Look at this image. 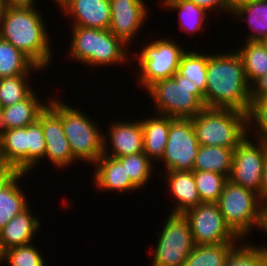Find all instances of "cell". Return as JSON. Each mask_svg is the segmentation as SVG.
<instances>
[{"label":"cell","instance_id":"cell-30","mask_svg":"<svg viewBox=\"0 0 267 266\" xmlns=\"http://www.w3.org/2000/svg\"><path fill=\"white\" fill-rule=\"evenodd\" d=\"M236 50L244 65V72L249 85L267 73V51L261 42L245 41Z\"/></svg>","mask_w":267,"mask_h":266},{"label":"cell","instance_id":"cell-26","mask_svg":"<svg viewBox=\"0 0 267 266\" xmlns=\"http://www.w3.org/2000/svg\"><path fill=\"white\" fill-rule=\"evenodd\" d=\"M31 71L43 69L11 43L0 38V78L30 74Z\"/></svg>","mask_w":267,"mask_h":266},{"label":"cell","instance_id":"cell-24","mask_svg":"<svg viewBox=\"0 0 267 266\" xmlns=\"http://www.w3.org/2000/svg\"><path fill=\"white\" fill-rule=\"evenodd\" d=\"M233 148L200 145L192 171H210L229 178Z\"/></svg>","mask_w":267,"mask_h":266},{"label":"cell","instance_id":"cell-19","mask_svg":"<svg viewBox=\"0 0 267 266\" xmlns=\"http://www.w3.org/2000/svg\"><path fill=\"white\" fill-rule=\"evenodd\" d=\"M165 174L168 189L177 202L170 213L184 214L201 204L193 171H167Z\"/></svg>","mask_w":267,"mask_h":266},{"label":"cell","instance_id":"cell-4","mask_svg":"<svg viewBox=\"0 0 267 266\" xmlns=\"http://www.w3.org/2000/svg\"><path fill=\"white\" fill-rule=\"evenodd\" d=\"M199 145L235 149L247 135L248 114L234 110L205 107L192 118Z\"/></svg>","mask_w":267,"mask_h":266},{"label":"cell","instance_id":"cell-21","mask_svg":"<svg viewBox=\"0 0 267 266\" xmlns=\"http://www.w3.org/2000/svg\"><path fill=\"white\" fill-rule=\"evenodd\" d=\"M0 160L28 173L27 126L0 132Z\"/></svg>","mask_w":267,"mask_h":266},{"label":"cell","instance_id":"cell-12","mask_svg":"<svg viewBox=\"0 0 267 266\" xmlns=\"http://www.w3.org/2000/svg\"><path fill=\"white\" fill-rule=\"evenodd\" d=\"M199 147L192 119L171 117L165 151L158 162H163L164 172L192 171Z\"/></svg>","mask_w":267,"mask_h":266},{"label":"cell","instance_id":"cell-34","mask_svg":"<svg viewBox=\"0 0 267 266\" xmlns=\"http://www.w3.org/2000/svg\"><path fill=\"white\" fill-rule=\"evenodd\" d=\"M33 243L7 249L1 254V262L9 266H47L42 254Z\"/></svg>","mask_w":267,"mask_h":266},{"label":"cell","instance_id":"cell-36","mask_svg":"<svg viewBox=\"0 0 267 266\" xmlns=\"http://www.w3.org/2000/svg\"><path fill=\"white\" fill-rule=\"evenodd\" d=\"M27 146H28V173L44 158L45 137L41 123L36 120L27 125ZM40 160V161H39Z\"/></svg>","mask_w":267,"mask_h":266},{"label":"cell","instance_id":"cell-42","mask_svg":"<svg viewBox=\"0 0 267 266\" xmlns=\"http://www.w3.org/2000/svg\"><path fill=\"white\" fill-rule=\"evenodd\" d=\"M2 3L5 8L36 6L35 0H2Z\"/></svg>","mask_w":267,"mask_h":266},{"label":"cell","instance_id":"cell-45","mask_svg":"<svg viewBox=\"0 0 267 266\" xmlns=\"http://www.w3.org/2000/svg\"><path fill=\"white\" fill-rule=\"evenodd\" d=\"M4 8L2 0H0V16L3 14Z\"/></svg>","mask_w":267,"mask_h":266},{"label":"cell","instance_id":"cell-39","mask_svg":"<svg viewBox=\"0 0 267 266\" xmlns=\"http://www.w3.org/2000/svg\"><path fill=\"white\" fill-rule=\"evenodd\" d=\"M267 96V73L259 77L250 85V102L251 104L258 99Z\"/></svg>","mask_w":267,"mask_h":266},{"label":"cell","instance_id":"cell-29","mask_svg":"<svg viewBox=\"0 0 267 266\" xmlns=\"http://www.w3.org/2000/svg\"><path fill=\"white\" fill-rule=\"evenodd\" d=\"M208 59L209 54L187 50L181 56L178 67V73L186 77V81L191 85L197 86L198 90L204 95V104Z\"/></svg>","mask_w":267,"mask_h":266},{"label":"cell","instance_id":"cell-31","mask_svg":"<svg viewBox=\"0 0 267 266\" xmlns=\"http://www.w3.org/2000/svg\"><path fill=\"white\" fill-rule=\"evenodd\" d=\"M201 203H217L228 178L210 171H193Z\"/></svg>","mask_w":267,"mask_h":266},{"label":"cell","instance_id":"cell-10","mask_svg":"<svg viewBox=\"0 0 267 266\" xmlns=\"http://www.w3.org/2000/svg\"><path fill=\"white\" fill-rule=\"evenodd\" d=\"M248 137L249 135L233 151L228 180L259 194L267 155V143L258 139L254 141Z\"/></svg>","mask_w":267,"mask_h":266},{"label":"cell","instance_id":"cell-33","mask_svg":"<svg viewBox=\"0 0 267 266\" xmlns=\"http://www.w3.org/2000/svg\"><path fill=\"white\" fill-rule=\"evenodd\" d=\"M127 171L130 180L139 188H143L153 175V162L144 153L130 154L117 158Z\"/></svg>","mask_w":267,"mask_h":266},{"label":"cell","instance_id":"cell-13","mask_svg":"<svg viewBox=\"0 0 267 266\" xmlns=\"http://www.w3.org/2000/svg\"><path fill=\"white\" fill-rule=\"evenodd\" d=\"M47 106L40 112L38 121L45 137V154L50 162L59 168H67L78 162L71 152L61 119V102L56 97L48 99Z\"/></svg>","mask_w":267,"mask_h":266},{"label":"cell","instance_id":"cell-38","mask_svg":"<svg viewBox=\"0 0 267 266\" xmlns=\"http://www.w3.org/2000/svg\"><path fill=\"white\" fill-rule=\"evenodd\" d=\"M194 2L196 5L200 6L201 8L206 9L208 12L216 10L221 13H232L234 7V0H188Z\"/></svg>","mask_w":267,"mask_h":266},{"label":"cell","instance_id":"cell-9","mask_svg":"<svg viewBox=\"0 0 267 266\" xmlns=\"http://www.w3.org/2000/svg\"><path fill=\"white\" fill-rule=\"evenodd\" d=\"M158 236L151 266H183L194 248L191 228L184 214L171 213Z\"/></svg>","mask_w":267,"mask_h":266},{"label":"cell","instance_id":"cell-49","mask_svg":"<svg viewBox=\"0 0 267 266\" xmlns=\"http://www.w3.org/2000/svg\"><path fill=\"white\" fill-rule=\"evenodd\" d=\"M263 266H267V257L266 259L264 260V265Z\"/></svg>","mask_w":267,"mask_h":266},{"label":"cell","instance_id":"cell-28","mask_svg":"<svg viewBox=\"0 0 267 266\" xmlns=\"http://www.w3.org/2000/svg\"><path fill=\"white\" fill-rule=\"evenodd\" d=\"M239 242L195 245L183 266H225L228 256Z\"/></svg>","mask_w":267,"mask_h":266},{"label":"cell","instance_id":"cell-44","mask_svg":"<svg viewBox=\"0 0 267 266\" xmlns=\"http://www.w3.org/2000/svg\"><path fill=\"white\" fill-rule=\"evenodd\" d=\"M257 247L264 250L266 253V257H267V246L266 245H260V246L257 245Z\"/></svg>","mask_w":267,"mask_h":266},{"label":"cell","instance_id":"cell-20","mask_svg":"<svg viewBox=\"0 0 267 266\" xmlns=\"http://www.w3.org/2000/svg\"><path fill=\"white\" fill-rule=\"evenodd\" d=\"M33 90L24 100L13 105L2 107L0 114V132L14 128L26 127L34 123L40 112L48 103L39 100Z\"/></svg>","mask_w":267,"mask_h":266},{"label":"cell","instance_id":"cell-17","mask_svg":"<svg viewBox=\"0 0 267 266\" xmlns=\"http://www.w3.org/2000/svg\"><path fill=\"white\" fill-rule=\"evenodd\" d=\"M93 181L97 190L118 191L120 193L139 189L131 180L122 163L110 156L102 155L94 164ZM130 191V192H129Z\"/></svg>","mask_w":267,"mask_h":266},{"label":"cell","instance_id":"cell-7","mask_svg":"<svg viewBox=\"0 0 267 266\" xmlns=\"http://www.w3.org/2000/svg\"><path fill=\"white\" fill-rule=\"evenodd\" d=\"M61 119L71 152L76 160L93 165L103 155L104 142L96 120L61 101Z\"/></svg>","mask_w":267,"mask_h":266},{"label":"cell","instance_id":"cell-40","mask_svg":"<svg viewBox=\"0 0 267 266\" xmlns=\"http://www.w3.org/2000/svg\"><path fill=\"white\" fill-rule=\"evenodd\" d=\"M19 171L10 164H6L0 160V190L6 186Z\"/></svg>","mask_w":267,"mask_h":266},{"label":"cell","instance_id":"cell-2","mask_svg":"<svg viewBox=\"0 0 267 266\" xmlns=\"http://www.w3.org/2000/svg\"><path fill=\"white\" fill-rule=\"evenodd\" d=\"M38 11L36 6L4 8L0 16V38L44 70L53 61V51L45 21Z\"/></svg>","mask_w":267,"mask_h":266},{"label":"cell","instance_id":"cell-27","mask_svg":"<svg viewBox=\"0 0 267 266\" xmlns=\"http://www.w3.org/2000/svg\"><path fill=\"white\" fill-rule=\"evenodd\" d=\"M163 7L172 11H177L179 14V29L187 34L194 36L195 33L202 30L205 20L209 13L206 9L201 8L194 2L188 0H161ZM192 33V34H191ZM194 33V35H193Z\"/></svg>","mask_w":267,"mask_h":266},{"label":"cell","instance_id":"cell-5","mask_svg":"<svg viewBox=\"0 0 267 266\" xmlns=\"http://www.w3.org/2000/svg\"><path fill=\"white\" fill-rule=\"evenodd\" d=\"M146 92L154 102L156 114L192 119L205 108L204 95L178 72L170 78L156 81Z\"/></svg>","mask_w":267,"mask_h":266},{"label":"cell","instance_id":"cell-43","mask_svg":"<svg viewBox=\"0 0 267 266\" xmlns=\"http://www.w3.org/2000/svg\"><path fill=\"white\" fill-rule=\"evenodd\" d=\"M267 233V204L263 205L262 211H261V221H260V226L259 229Z\"/></svg>","mask_w":267,"mask_h":266},{"label":"cell","instance_id":"cell-14","mask_svg":"<svg viewBox=\"0 0 267 266\" xmlns=\"http://www.w3.org/2000/svg\"><path fill=\"white\" fill-rule=\"evenodd\" d=\"M109 1L111 14L109 30L128 46L145 25L150 10L144 0Z\"/></svg>","mask_w":267,"mask_h":266},{"label":"cell","instance_id":"cell-46","mask_svg":"<svg viewBox=\"0 0 267 266\" xmlns=\"http://www.w3.org/2000/svg\"><path fill=\"white\" fill-rule=\"evenodd\" d=\"M261 43L263 44L264 48L266 49L267 51V38L262 40Z\"/></svg>","mask_w":267,"mask_h":266},{"label":"cell","instance_id":"cell-48","mask_svg":"<svg viewBox=\"0 0 267 266\" xmlns=\"http://www.w3.org/2000/svg\"><path fill=\"white\" fill-rule=\"evenodd\" d=\"M63 0H54V2L58 3V5L62 2Z\"/></svg>","mask_w":267,"mask_h":266},{"label":"cell","instance_id":"cell-22","mask_svg":"<svg viewBox=\"0 0 267 266\" xmlns=\"http://www.w3.org/2000/svg\"><path fill=\"white\" fill-rule=\"evenodd\" d=\"M155 116L142 119L143 152L157 162L162 158L168 140L171 117L154 113ZM154 160V161H153Z\"/></svg>","mask_w":267,"mask_h":266},{"label":"cell","instance_id":"cell-6","mask_svg":"<svg viewBox=\"0 0 267 266\" xmlns=\"http://www.w3.org/2000/svg\"><path fill=\"white\" fill-rule=\"evenodd\" d=\"M217 204L225 222L240 239L259 228L264 204L253 190L227 180Z\"/></svg>","mask_w":267,"mask_h":266},{"label":"cell","instance_id":"cell-11","mask_svg":"<svg viewBox=\"0 0 267 266\" xmlns=\"http://www.w3.org/2000/svg\"><path fill=\"white\" fill-rule=\"evenodd\" d=\"M195 245L243 241L227 225L217 203H201L184 213Z\"/></svg>","mask_w":267,"mask_h":266},{"label":"cell","instance_id":"cell-35","mask_svg":"<svg viewBox=\"0 0 267 266\" xmlns=\"http://www.w3.org/2000/svg\"><path fill=\"white\" fill-rule=\"evenodd\" d=\"M242 245V246H241ZM238 245L228 256L225 266H263L266 259L264 250L243 242Z\"/></svg>","mask_w":267,"mask_h":266},{"label":"cell","instance_id":"cell-37","mask_svg":"<svg viewBox=\"0 0 267 266\" xmlns=\"http://www.w3.org/2000/svg\"><path fill=\"white\" fill-rule=\"evenodd\" d=\"M248 129L256 134L253 133L255 139L267 143V96L251 104L248 113Z\"/></svg>","mask_w":267,"mask_h":266},{"label":"cell","instance_id":"cell-23","mask_svg":"<svg viewBox=\"0 0 267 266\" xmlns=\"http://www.w3.org/2000/svg\"><path fill=\"white\" fill-rule=\"evenodd\" d=\"M232 15L248 21L250 33L246 41L261 42L267 38V0L234 3Z\"/></svg>","mask_w":267,"mask_h":266},{"label":"cell","instance_id":"cell-25","mask_svg":"<svg viewBox=\"0 0 267 266\" xmlns=\"http://www.w3.org/2000/svg\"><path fill=\"white\" fill-rule=\"evenodd\" d=\"M26 172H19L6 186L0 190V231L16 215L26 210L30 204L22 187L19 186ZM19 182V183H18ZM23 191V192H22Z\"/></svg>","mask_w":267,"mask_h":266},{"label":"cell","instance_id":"cell-8","mask_svg":"<svg viewBox=\"0 0 267 266\" xmlns=\"http://www.w3.org/2000/svg\"><path fill=\"white\" fill-rule=\"evenodd\" d=\"M142 48L134 58L139 65L138 82L145 90L156 81L170 78L178 72L181 56L187 51L165 37L150 41Z\"/></svg>","mask_w":267,"mask_h":266},{"label":"cell","instance_id":"cell-16","mask_svg":"<svg viewBox=\"0 0 267 266\" xmlns=\"http://www.w3.org/2000/svg\"><path fill=\"white\" fill-rule=\"evenodd\" d=\"M59 8L73 19L72 26L109 29L111 14L109 0H63Z\"/></svg>","mask_w":267,"mask_h":266},{"label":"cell","instance_id":"cell-1","mask_svg":"<svg viewBox=\"0 0 267 266\" xmlns=\"http://www.w3.org/2000/svg\"><path fill=\"white\" fill-rule=\"evenodd\" d=\"M206 78L205 107L249 113L250 85L236 50L209 54Z\"/></svg>","mask_w":267,"mask_h":266},{"label":"cell","instance_id":"cell-47","mask_svg":"<svg viewBox=\"0 0 267 266\" xmlns=\"http://www.w3.org/2000/svg\"><path fill=\"white\" fill-rule=\"evenodd\" d=\"M249 1H255V0H234V3L249 2Z\"/></svg>","mask_w":267,"mask_h":266},{"label":"cell","instance_id":"cell-3","mask_svg":"<svg viewBox=\"0 0 267 266\" xmlns=\"http://www.w3.org/2000/svg\"><path fill=\"white\" fill-rule=\"evenodd\" d=\"M70 56L89 67L118 65L128 61V47L109 29L72 26ZM127 60V61H125ZM118 63V64H117Z\"/></svg>","mask_w":267,"mask_h":266},{"label":"cell","instance_id":"cell-41","mask_svg":"<svg viewBox=\"0 0 267 266\" xmlns=\"http://www.w3.org/2000/svg\"><path fill=\"white\" fill-rule=\"evenodd\" d=\"M258 195L261 202L267 204V155L264 164L260 193Z\"/></svg>","mask_w":267,"mask_h":266},{"label":"cell","instance_id":"cell-18","mask_svg":"<svg viewBox=\"0 0 267 266\" xmlns=\"http://www.w3.org/2000/svg\"><path fill=\"white\" fill-rule=\"evenodd\" d=\"M29 208L12 218L0 231L1 254L12 247L33 243L35 233L41 227V222L40 218L33 215Z\"/></svg>","mask_w":267,"mask_h":266},{"label":"cell","instance_id":"cell-15","mask_svg":"<svg viewBox=\"0 0 267 266\" xmlns=\"http://www.w3.org/2000/svg\"><path fill=\"white\" fill-rule=\"evenodd\" d=\"M103 137V155L119 158L143 152V129L139 120L113 121L109 125V133Z\"/></svg>","mask_w":267,"mask_h":266},{"label":"cell","instance_id":"cell-32","mask_svg":"<svg viewBox=\"0 0 267 266\" xmlns=\"http://www.w3.org/2000/svg\"><path fill=\"white\" fill-rule=\"evenodd\" d=\"M28 76V77H27ZM29 74L0 78V107H7L24 100L32 91Z\"/></svg>","mask_w":267,"mask_h":266}]
</instances>
